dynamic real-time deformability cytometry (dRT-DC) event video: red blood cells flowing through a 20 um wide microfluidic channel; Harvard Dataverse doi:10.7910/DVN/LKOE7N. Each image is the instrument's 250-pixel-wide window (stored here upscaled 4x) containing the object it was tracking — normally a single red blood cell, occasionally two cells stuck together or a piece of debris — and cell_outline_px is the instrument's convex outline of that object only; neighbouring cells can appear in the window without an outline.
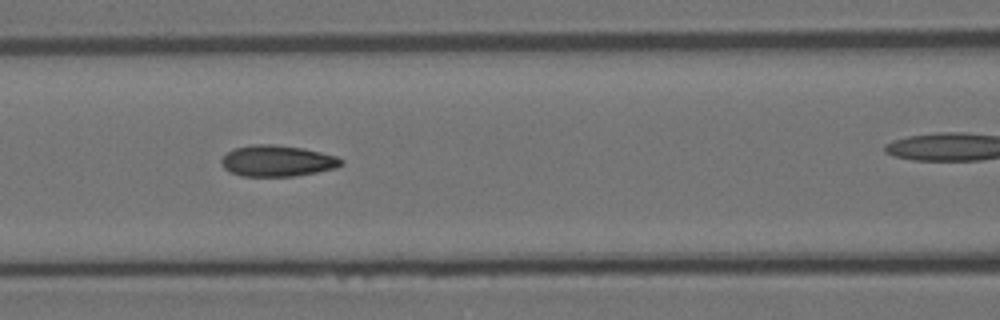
{"species": "Egyptian fruit bat (a non-hibernating species)", "species_latin": "Rousettus aegyptiacus", "temperature_condition": "room temperature", "stored_images_in_passage": 9, "camera_frame_rate_fps": 3000, "um_per_image_px": 0.085, "animal": {"sex": "female"}, "frame": {"image": 1, "passage_image": 7, "time_ms": 2.0, "image_size_px": [1000, 320], "cell_outline_px": [[344, 164], [336, 168], [296, 176], [240, 176], [224, 168], [220, 160], [228, 152], [236, 148], [252, 144], [272, 144], [300, 148], [320, 152], [336, 156], [344, 160]], "centroid_in_image_um": [23.59, 13.68], "position_along_channel_um": 143.0, "area_um2": 21.62}}
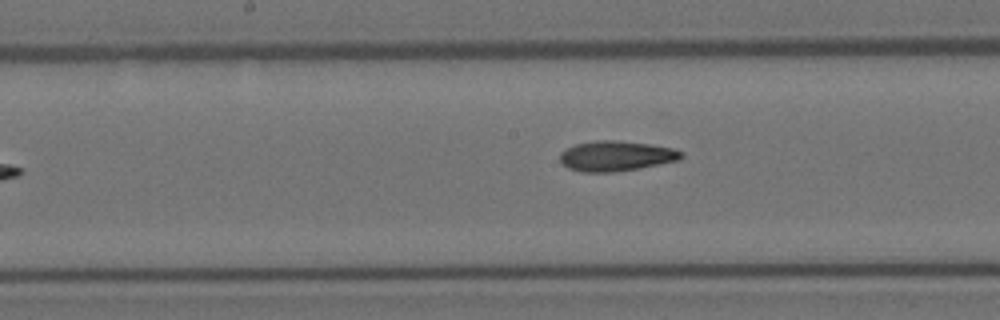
{"frame": {"image": 2, "passage_image": 9, "time_ms": 2.667, "image_size_px": [1000, 320], "cell_outline_px": [[684, 156], [680, 160], [640, 168], [612, 172], [584, 172], [568, 168], [560, 160], [560, 152], [576, 144], [596, 140], [612, 140], [652, 144], [676, 148], [684, 152]], "centroid_in_image_um": [52.43, 13.25], "position_along_channel_um": 195.8, "area_um2": 21.44}}